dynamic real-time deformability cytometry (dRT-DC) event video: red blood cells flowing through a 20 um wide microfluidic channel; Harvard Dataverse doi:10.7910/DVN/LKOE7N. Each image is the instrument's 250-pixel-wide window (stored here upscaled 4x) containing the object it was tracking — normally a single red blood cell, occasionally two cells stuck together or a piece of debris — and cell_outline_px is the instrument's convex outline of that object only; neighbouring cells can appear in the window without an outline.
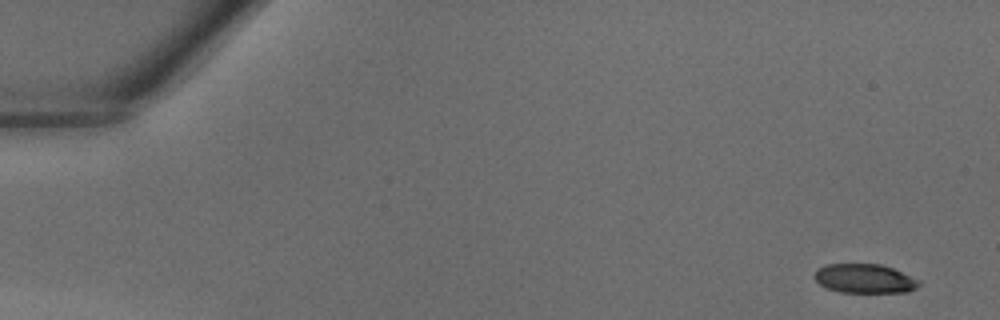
{"species": "common noctule bat (a hibernating species)", "species_latin": "Nyctalus noctula", "temperature_condition": "warm", "stored_images_in_passage": 10, "camera_frame_rate_fps": 3000, "um_per_image_px": 0.085, "animal": {"sex": "male", "body_mass_g": 18.8}, "frame": {"image": 1, "passage_image": 2, "time_ms": 0.333, "image_size_px": [1000, 320], "cell_outline_px": [[920, 284], [916, 288], [908, 292], [840, 292], [828, 288], [820, 284], [812, 276], [816, 268], [824, 264], [880, 264], [892, 268], [920, 280]], "centroid_in_image_um": [73.46, 23.67], "position_along_channel_um": 11.5, "area_um2": 17.8}}